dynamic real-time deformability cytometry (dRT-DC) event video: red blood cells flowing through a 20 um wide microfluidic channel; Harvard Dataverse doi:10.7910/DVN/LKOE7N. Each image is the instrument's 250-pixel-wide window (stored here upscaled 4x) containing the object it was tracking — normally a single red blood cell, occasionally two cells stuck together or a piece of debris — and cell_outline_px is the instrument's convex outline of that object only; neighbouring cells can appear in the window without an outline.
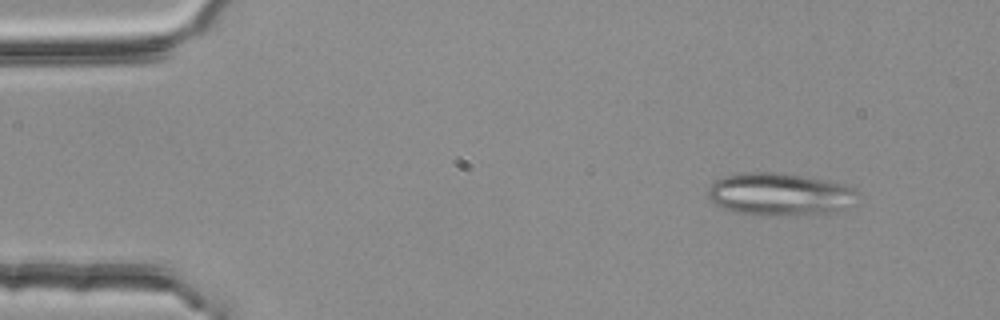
{"species": "common noctule bat (a hibernating species)", "species_latin": "Nyctalus noctula", "temperature_condition": "room temperature", "stored_images_in_passage": 3, "camera_frame_rate_fps": 3000, "um_per_image_px": 0.085, "animal": {"sex": "female", "body_mass_g": 25.1}, "frame": {"image": 1, "passage_image": 1, "time_ms": 0.0, "image_size_px": [1000, 320], "cell_outline_px": [[856, 204], [836, 212], [772, 216], [736, 212], [724, 208], [708, 200], [708, 188], [720, 176], [740, 172], [780, 172], [844, 184], [852, 188], [856, 192]], "centroid_in_image_um": [66.25, 16.51], "position_along_channel_um": 18.7, "area_um2": 37.28}}